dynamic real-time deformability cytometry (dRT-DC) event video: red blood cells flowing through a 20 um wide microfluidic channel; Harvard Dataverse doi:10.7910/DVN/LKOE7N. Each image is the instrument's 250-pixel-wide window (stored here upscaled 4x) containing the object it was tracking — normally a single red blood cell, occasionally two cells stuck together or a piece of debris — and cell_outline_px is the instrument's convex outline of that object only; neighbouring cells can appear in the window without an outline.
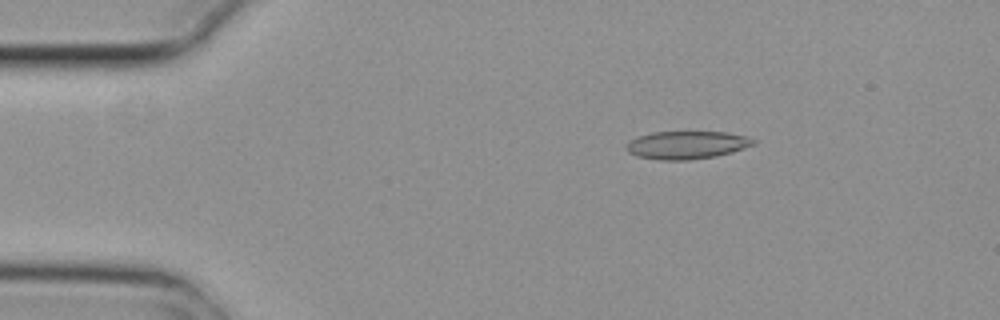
{"species": "common noctule bat (a hibernating species)", "species_latin": "Nyctalus noctula", "temperature_condition": "cold", "stored_images_in_passage": 5, "camera_frame_rate_fps": 3000, "um_per_image_px": 0.085, "animal": {"sex": "female", "body_mass_g": 29.2, "forearm_length_mm": 56.3}, "frame": {"image": 1, "passage_image": 2, "time_ms": 0.333, "image_size_px": [1000, 320], "cell_outline_px": [[756, 144], [732, 152], [716, 156], [688, 160], [660, 160], [636, 156], [628, 152], [628, 144], [636, 136], [652, 132], [728, 132], [744, 136], [756, 140]], "centroid_in_image_um": [58.39, 12.32], "position_along_channel_um": 26.6, "area_um2": 20.58}}
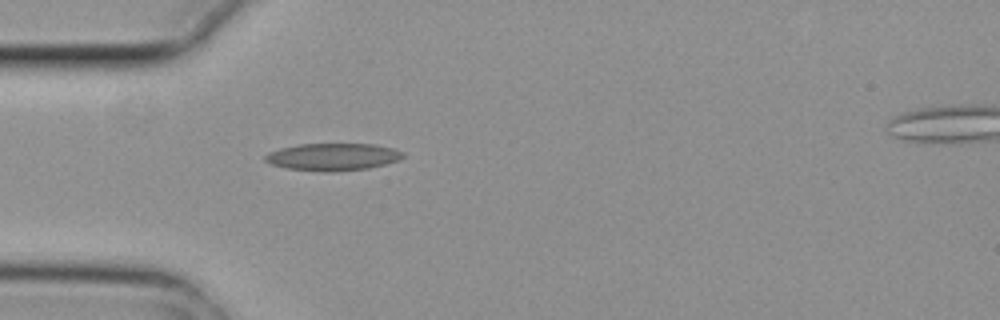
{"frame": {"image": 2, "passage_image": 4, "time_ms": 1.0, "image_size_px": [1000, 320], "cell_outline_px": [[404, 156], [400, 160], [368, 168], [328, 172], [324, 172], [288, 168], [272, 164], [264, 160], [264, 156], [268, 152], [280, 148], [300, 144], [376, 144], [396, 148], [404, 152]], "centroid_in_image_um": [28.32, 13.32], "position_along_channel_um": 56.7, "area_um2": 21.96}}